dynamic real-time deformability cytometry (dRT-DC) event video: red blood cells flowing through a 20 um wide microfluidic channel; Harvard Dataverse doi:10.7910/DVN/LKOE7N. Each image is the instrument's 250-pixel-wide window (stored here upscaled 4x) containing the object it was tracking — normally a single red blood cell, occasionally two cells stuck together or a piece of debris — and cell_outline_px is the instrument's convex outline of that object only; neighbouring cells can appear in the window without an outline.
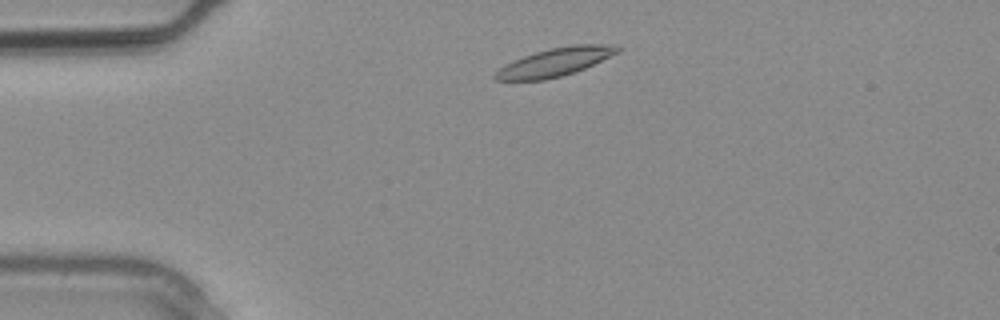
{"species": "common noctule bat (a hibernating species)", "species_latin": "Nyctalus noctula", "temperature_condition": "warm", "stored_images_in_passage": 2, "camera_frame_rate_fps": 3000, "um_per_image_px": 0.085, "animal": {"sex": "male", "body_mass_g": 20.4}, "frame": {"image": 1, "passage_image": 1, "time_ms": 0.0, "image_size_px": [1000, 320], "cell_outline_px": [[624, 48], [620, 52], [584, 68], [560, 76], [544, 80], [496, 80], [492, 76], [504, 64], [524, 56], [536, 52], [552, 48], [576, 44], [620, 44]], "centroid_in_image_um": [47.24, 5.26], "position_along_channel_um": 37.8, "area_um2": 20.06}}
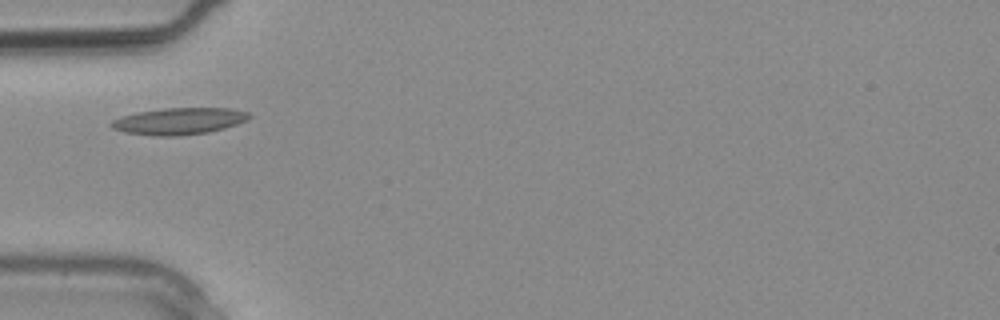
{"frame": {"image": 2, "passage_image": 2, "time_ms": 0.333, "image_size_px": [1000, 320], "cell_outline_px": [[252, 116], [248, 120], [224, 128], [208, 132], [180, 136], [152, 136], [124, 132], [112, 128], [108, 124], [112, 120], [120, 116], [136, 112], [164, 108], [228, 108], [248, 112]], "centroid_in_image_um": [15.18, 10.3], "position_along_channel_um": 69.8, "area_um2": 21.68}}